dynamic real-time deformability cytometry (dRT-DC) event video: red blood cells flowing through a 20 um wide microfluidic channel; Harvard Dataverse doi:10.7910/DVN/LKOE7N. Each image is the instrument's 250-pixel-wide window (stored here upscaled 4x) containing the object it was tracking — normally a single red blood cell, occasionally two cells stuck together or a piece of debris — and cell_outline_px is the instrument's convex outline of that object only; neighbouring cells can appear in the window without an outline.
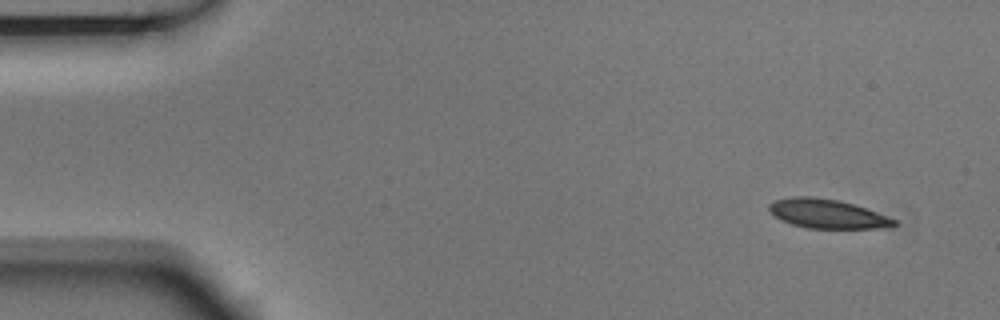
{"species": "Egyptian fruit bat (a non-hibernating species)", "species_latin": "Rousettus aegyptiacus", "temperature_condition": "room temperature", "stored_images_in_passage": 6, "camera_frame_rate_fps": 3000, "um_per_image_px": 0.085, "animal": {"sex": "male"}, "frame": {"image": 1, "passage_image": 1, "time_ms": 0.0, "image_size_px": [1000, 320], "cell_outline_px": [[900, 224], [892, 228], [808, 228], [792, 224], [780, 220], [768, 208], [768, 204], [776, 200], [792, 196], [812, 196], [840, 200], [876, 212], [896, 220]], "centroid_in_image_um": [70.34, 18.17], "position_along_channel_um": 14.7, "area_um2": 21.21}}
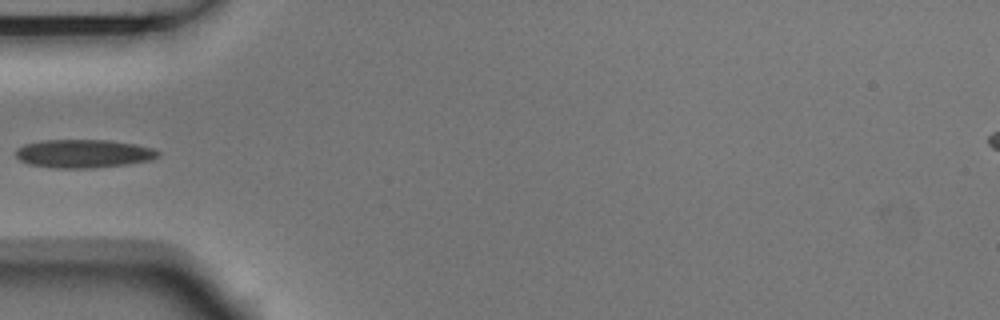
{"frame": {"image": 2, "passage_image": 5, "time_ms": 1.333, "image_size_px": [1000, 320], "cell_outline_px": [[160, 156], [152, 160], [128, 164], [92, 168], [56, 168], [28, 164], [20, 160], [16, 156], [16, 148], [24, 144], [44, 140], [108, 140], [136, 144], [152, 148], [160, 152]], "centroid_in_image_um": [7.12, 13.06], "position_along_channel_um": 77.9, "area_um2": 23.64}}
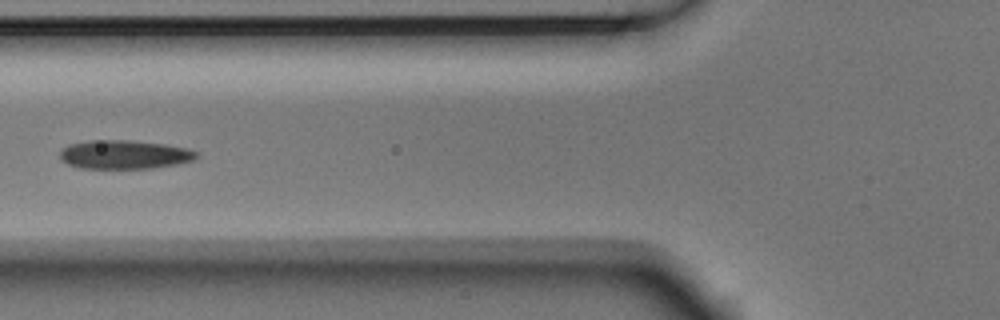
{"frame": {"image": 3, "passage_image": 6, "time_ms": 1.667, "image_size_px": [1000, 320], "cell_outline_px": [[196, 156], [192, 160], [176, 164], [152, 168], [80, 168], [68, 164], [60, 156], [60, 152], [68, 144], [88, 140], [128, 140], [164, 144], [184, 148], [196, 152]], "centroid_in_image_um": [10.52, 13.13], "position_along_channel_um": 115.3, "area_um2": 22.54}}